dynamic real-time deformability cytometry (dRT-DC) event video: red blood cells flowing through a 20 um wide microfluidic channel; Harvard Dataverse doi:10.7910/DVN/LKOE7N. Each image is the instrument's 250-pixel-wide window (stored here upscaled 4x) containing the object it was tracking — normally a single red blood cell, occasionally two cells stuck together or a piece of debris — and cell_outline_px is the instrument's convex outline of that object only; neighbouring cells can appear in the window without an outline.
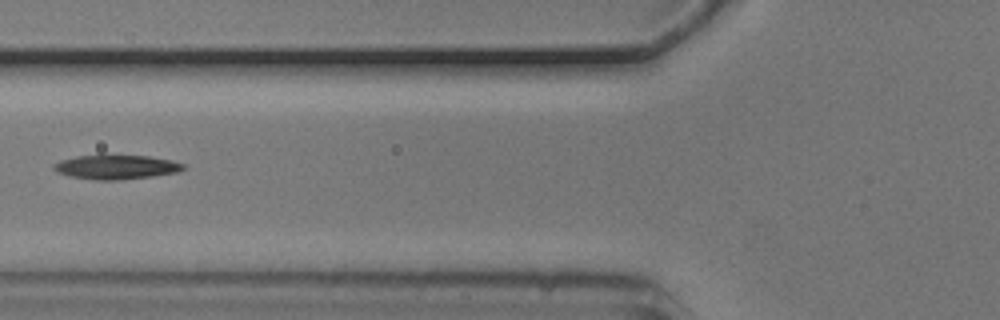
{"species": "common noctule bat (a hibernating species)", "species_latin": "Nyctalus noctula", "temperature_condition": "cold", "stored_images_in_passage": 6, "camera_frame_rate_fps": 3000, "um_per_image_px": 0.085, "animal": {"sex": "male", "body_mass_g": 20.5, "forearm_length_mm": 52.5}, "frame": {"image": 1, "passage_image": 6, "time_ms": 1.667, "image_size_px": [1000, 320], "cell_outline_px": [[184, 168], [180, 172], [152, 176], [120, 180], [96, 180], [68, 176], [56, 172], [52, 168], [52, 164], [60, 160], [76, 156], [148, 156], [172, 160], [184, 164]], "centroid_in_image_um": [9.85, 14.21], "position_along_channel_um": 116.0, "area_um2": 18.26}}